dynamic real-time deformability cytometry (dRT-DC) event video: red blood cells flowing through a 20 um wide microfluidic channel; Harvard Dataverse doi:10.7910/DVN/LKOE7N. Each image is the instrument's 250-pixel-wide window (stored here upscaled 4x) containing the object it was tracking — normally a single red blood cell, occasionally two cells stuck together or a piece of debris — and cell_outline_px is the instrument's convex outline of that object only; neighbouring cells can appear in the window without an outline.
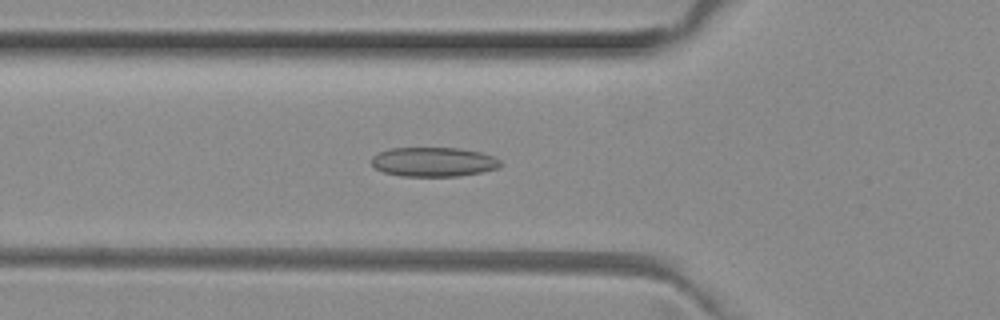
{"species": "common noctule bat (a hibernating species)", "species_latin": "Nyctalus noctula", "temperature_condition": "room temperature", "stored_images_in_passage": 50, "camera_frame_rate_fps": 3000, "um_per_image_px": 0.085, "animal": {"sex": "female", "body_mass_g": 29.2, "forearm_length_mm": 56.3}, "frame": {"image": 1, "passage_image": 17, "time_ms": 5.333, "image_size_px": [1000, 320], "cell_outline_px": [[504, 164], [496, 168], [480, 172], [460, 176], [400, 176], [384, 172], [376, 168], [372, 164], [372, 156], [388, 148], [460, 148], [480, 152], [492, 156], [500, 160]], "centroid_in_image_um": [36.85, 13.76], "position_along_channel_um": 89.0, "area_um2": 22.02}}
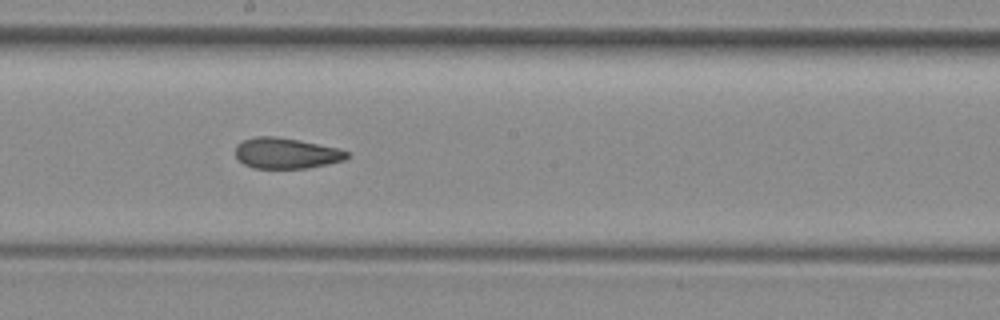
{"frame": {"image": 2, "passage_image": 27, "time_ms": 8.667, "image_size_px": [1000, 320], "cell_outline_px": [[348, 156], [344, 160], [308, 168], [252, 168], [244, 164], [236, 156], [236, 144], [244, 140], [256, 136], [276, 136], [300, 140], [340, 148], [348, 152]], "centroid_in_image_um": [24.32, 13.01], "position_along_channel_um": 223.9, "area_um2": 20.0}}
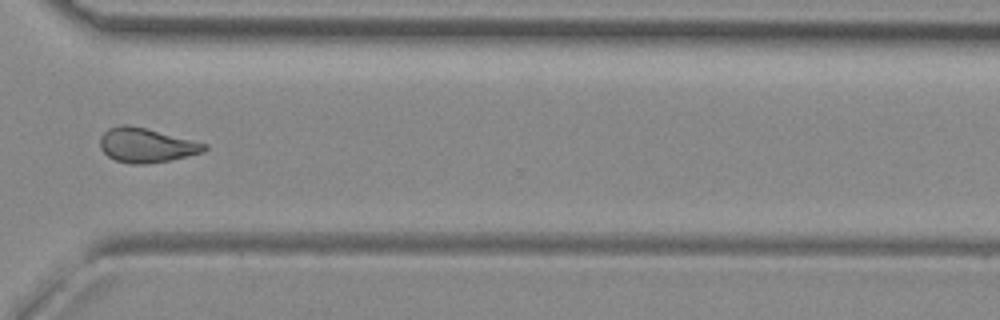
{"frame": {"image": 3, "passage_image": 37, "time_ms": 12.0, "image_size_px": [1000, 320], "cell_outline_px": [[208, 148], [204, 152], [168, 160], [144, 164], [132, 164], [116, 160], [108, 156], [100, 148], [100, 136], [108, 128], [120, 124], [128, 124], [208, 144]], "centroid_in_image_um": [12.41, 12.34], "position_along_channel_um": 358.2, "area_um2": 20.69}, "authors_computed_cell_mechanics": {"area_um2": 21.2993, "velocity_mm_per_s": 4.0353, "shape_relaxation_time_tau1_ms": null, "shape_relaxation_time_tau2_ms": 2.3427, "deformation_change_tau1": null, "deformation_change_tau2": 0.0861}}